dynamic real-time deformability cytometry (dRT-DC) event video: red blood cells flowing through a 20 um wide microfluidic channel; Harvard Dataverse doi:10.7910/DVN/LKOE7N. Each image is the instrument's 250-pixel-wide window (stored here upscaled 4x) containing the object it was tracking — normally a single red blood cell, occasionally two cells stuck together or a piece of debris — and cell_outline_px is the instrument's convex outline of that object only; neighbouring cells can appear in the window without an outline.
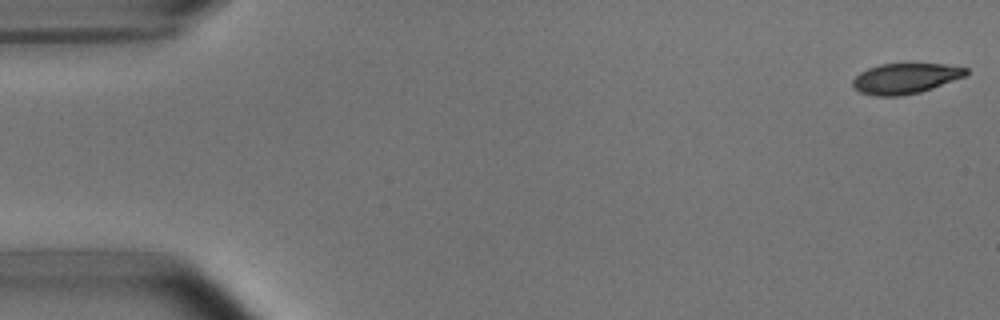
{"species": "common noctule bat (a hibernating species)", "species_latin": "Nyctalus noctula", "temperature_condition": "room temperature", "stored_images_in_passage": 50, "camera_frame_rate_fps": 3000, "um_per_image_px": 0.085, "animal": {"sex": "male", "body_mass_g": 15.6}, "frame": {"image": 1, "passage_image": 1, "time_ms": 0.0, "image_size_px": [1000, 320], "cell_outline_px": [[968, 72], [964, 76], [932, 88], [920, 92], [900, 96], [876, 96], [860, 92], [852, 84], [852, 80], [860, 72], [868, 68], [880, 64], [944, 64], [968, 68]], "centroid_in_image_um": [76.94, 6.66], "position_along_channel_um": 8.1, "area_um2": 19.88}}
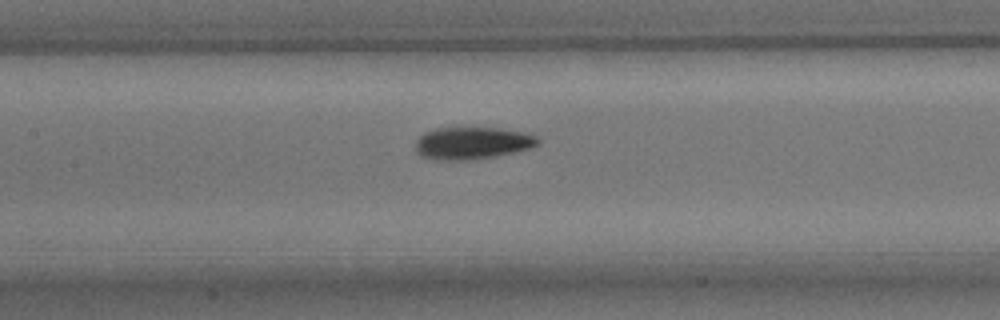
{"frame": {"image": 2, "passage_image": 24, "time_ms": 7.667, "image_size_px": [1000, 320], "cell_outline_px": [[540, 144], [528, 148], [512, 152], [492, 156], [464, 160], [432, 160], [420, 156], [416, 152], [416, 140], [424, 132], [436, 128], [460, 124], [500, 128], [524, 132], [536, 136], [540, 140]], "centroid_in_image_um": [40.08, 12.1], "position_along_channel_um": 167.3, "area_um2": 23.81}}
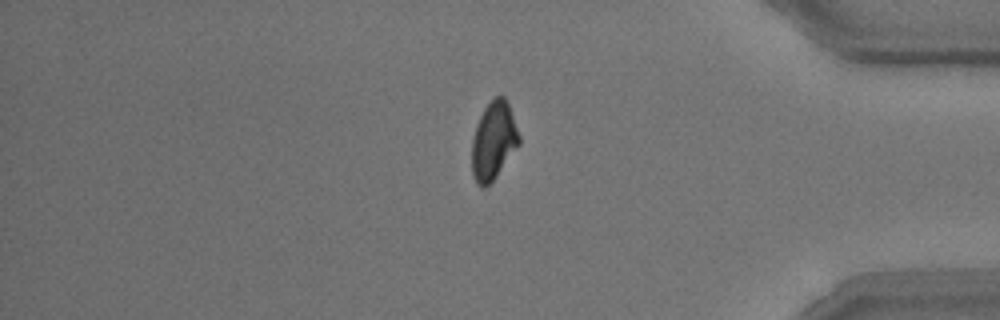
{"frame": {"image": 3, "passage_image": 44, "time_ms": 14.333, "image_size_px": [1000, 320], "cell_outline_px": [[520, 144], [496, 176], [484, 188], [480, 188], [476, 184], [472, 176], [472, 140], [476, 124], [484, 108], [496, 96], [504, 96], [508, 104], [520, 136]], "centroid_in_image_um": [41.94, 12.0], "position_along_channel_um": 393.3, "area_um2": 21.33}}